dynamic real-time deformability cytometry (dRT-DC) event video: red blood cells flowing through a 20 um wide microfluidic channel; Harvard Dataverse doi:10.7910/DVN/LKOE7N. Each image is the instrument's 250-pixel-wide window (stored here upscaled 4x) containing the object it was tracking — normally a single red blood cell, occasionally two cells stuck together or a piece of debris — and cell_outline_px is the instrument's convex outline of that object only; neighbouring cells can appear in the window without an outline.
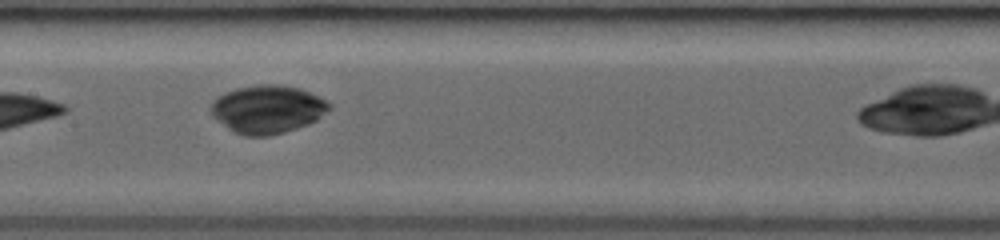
{"species": "common noctule bat (a hibernating species)", "species_latin": "Nyctalus noctula", "temperature_condition": "room temperature", "stored_images_in_passage": 16, "camera_frame_rate_fps": 3000, "um_per_image_px": 0.085, "animal": {"sex": "female", "body_mass_g": 19.0, "forearm_length_mm": 53.3}, "frame": {"image": 1, "passage_image": 7, "time_ms": 3.333, "image_size_px": [1000, 240], "cell_outline_px": [[332, 108], [316, 120], [308, 124], [284, 132], [268, 136], [244, 136], [228, 128], [212, 116], [208, 108], [212, 100], [216, 96], [224, 92], [236, 88], [256, 84], [280, 84], [300, 88], [332, 104]], "centroid_in_image_um": [22.69, 9.27], "position_along_channel_um": 184.7, "area_um2": 33.41}}